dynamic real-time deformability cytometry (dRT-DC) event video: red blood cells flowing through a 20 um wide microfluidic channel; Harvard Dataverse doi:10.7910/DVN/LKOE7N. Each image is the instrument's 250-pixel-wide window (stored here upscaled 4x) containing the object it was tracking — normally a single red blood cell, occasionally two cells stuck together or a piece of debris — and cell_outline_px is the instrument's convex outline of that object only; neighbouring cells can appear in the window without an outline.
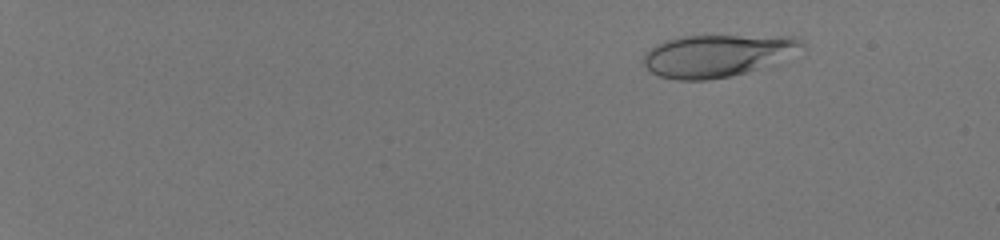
{"species": "human", "species_latin": "Homo sapiens", "temperature_condition": "room temperature", "stored_images_in_passage": 55, "camera_frame_rate_fps": 3000, "um_per_image_px": 0.085, "donor": {"sex": "male"}, "frame": {"image": 1, "passage_image": 9, "time_ms": 2.667, "image_size_px": [1000, 240], "cell_outline_px": [[808, 48], [744, 72], [728, 76], [708, 80], [676, 80], [660, 76], [652, 72], [644, 64], [644, 56], [656, 44], [664, 40], [676, 36], [800, 36]], "centroid_in_image_um": [60.97, 4.69], "position_along_channel_um": 24.0, "area_um2": 38.55}}
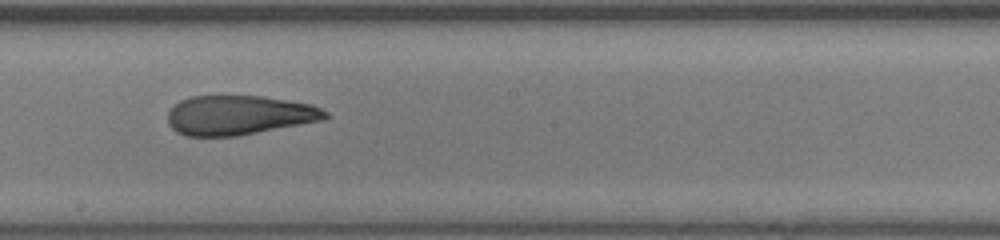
{"frame": {"image": 2, "passage_image": 37, "time_ms": 12.0, "image_size_px": [1000, 240], "cell_outline_px": [[328, 116], [324, 120], [236, 136], [184, 136], [176, 132], [168, 124], [168, 112], [180, 100], [192, 96], [260, 96], [312, 104], [328, 112]], "centroid_in_image_um": [20.3, 9.79], "position_along_channel_um": 227.9, "area_um2": 36.13}}
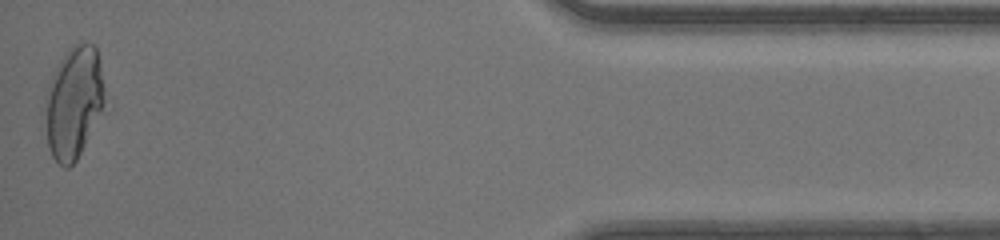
{"frame": {"image": 3, "passage_image": 55, "time_ms": 18.0, "image_size_px": [1000, 240], "cell_outline_px": [[104, 104], [76, 160], [68, 168], [64, 168], [52, 156], [48, 148], [44, 96], [52, 76], [64, 52], [72, 44], [92, 44], [96, 48], [100, 64], [104, 96]], "centroid_in_image_um": [6.23, 8.69], "position_along_channel_um": 429.0, "area_um2": 38.09}, "authors_computed_cell_mechanics": {"area_um2": 37.281, "velocity_mm_per_s": 4.2038, "shape_relaxation_time_tau1_ms": 9.6452, "shape_relaxation_time_tau2_ms": 1.2677, "deformation_change_tau1": 0.3514, "deformation_change_tau2": 0.0904}}